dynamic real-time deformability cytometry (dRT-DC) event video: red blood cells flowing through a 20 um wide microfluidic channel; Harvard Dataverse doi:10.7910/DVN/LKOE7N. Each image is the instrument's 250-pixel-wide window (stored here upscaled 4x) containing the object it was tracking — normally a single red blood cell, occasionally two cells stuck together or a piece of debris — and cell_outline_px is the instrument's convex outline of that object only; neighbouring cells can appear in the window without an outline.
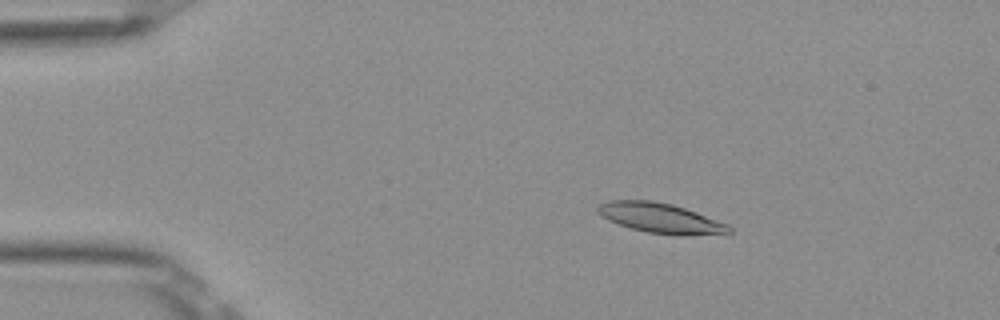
{"species": "Egyptian fruit bat (a non-hibernating species)", "species_latin": "Rousettus aegyptiacus", "temperature_condition": "room temperature", "stored_images_in_passage": 48, "camera_frame_rate_fps": 3000, "um_per_image_px": 0.085, "frame": {"image": 1, "passage_image": 5, "time_ms": 1.333, "image_size_px": [1000, 320], "cell_outline_px": [[732, 232], [728, 236], [680, 236], [648, 232], [632, 228], [608, 220], [600, 216], [596, 212], [596, 208], [600, 204], [608, 200], [652, 200], [672, 204], [696, 212], [728, 224], [732, 228]], "centroid_in_image_um": [56.24, 18.57], "position_along_channel_um": 28.8, "area_um2": 23.52}}
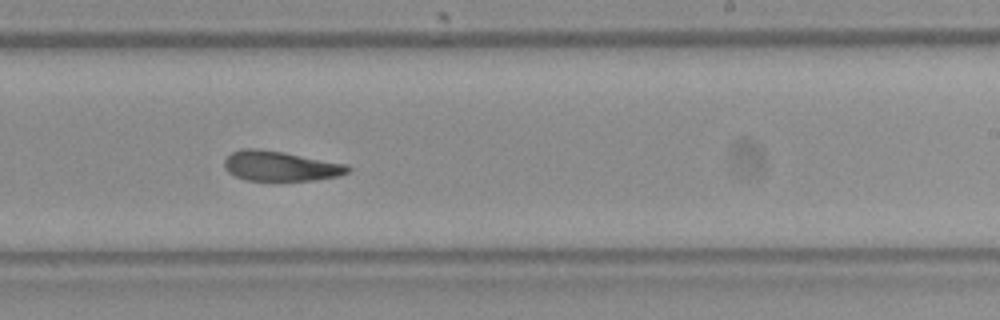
{"frame": {"image": 2, "passage_image": 28, "time_ms": 9.0, "image_size_px": [1000, 320], "cell_outline_px": [[352, 168], [348, 172], [340, 176], [316, 180], [244, 180], [228, 172], [224, 168], [224, 160], [232, 152], [240, 148], [260, 148], [284, 152], [348, 164]], "centroid_in_image_um": [23.85, 14.1], "position_along_channel_um": 265.2, "area_um2": 21.79}}
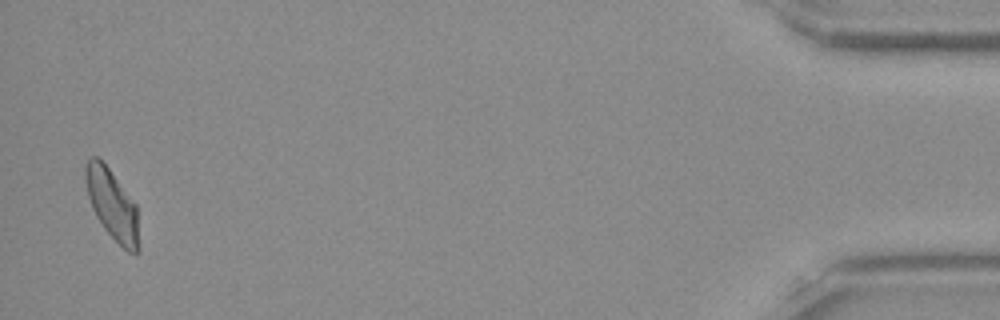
{"frame": {"image": 3, "passage_image": 47, "time_ms": 15.333, "image_size_px": [1000, 320], "cell_outline_px": [[140, 252], [128, 252], [104, 228], [96, 216], [92, 208], [88, 196], [84, 176], [84, 168], [88, 160], [92, 156], [96, 156], [108, 168], [136, 204], [140, 248]], "centroid_in_image_um": [9.54, 17.4], "position_along_channel_um": 425.7, "area_um2": 21.62}, "authors_computed_cell_mechanics": {"area_um2": 22.3108, "velocity_mm_per_s": 3.8873, "shape_relaxation_time_tau1_ms": 5.3522, "shape_relaxation_time_tau2_ms": 2.8329, "deformation_change_tau1": 0.1391, "deformation_change_tau2": 0.1079}}